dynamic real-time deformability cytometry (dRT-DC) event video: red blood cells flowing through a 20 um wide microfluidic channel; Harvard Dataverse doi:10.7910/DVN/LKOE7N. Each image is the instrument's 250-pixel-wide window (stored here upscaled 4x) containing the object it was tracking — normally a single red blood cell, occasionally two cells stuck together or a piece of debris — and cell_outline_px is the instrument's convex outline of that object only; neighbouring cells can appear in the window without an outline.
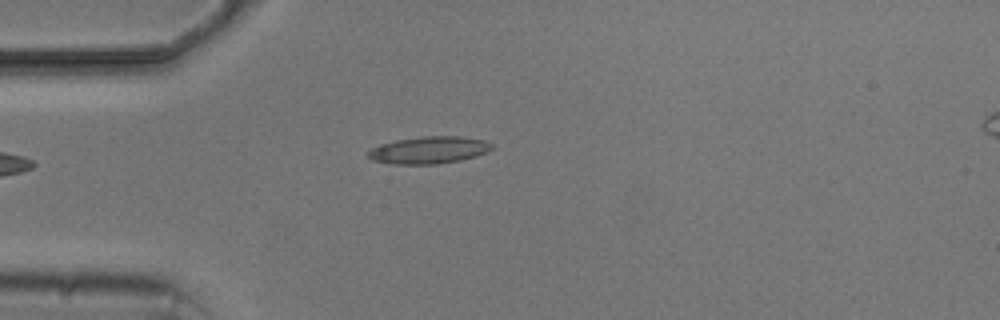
{"species": "common noctule bat (a hibernating species)", "species_latin": "Nyctalus noctula", "temperature_condition": "cold", "stored_images_in_passage": 4, "camera_frame_rate_fps": 3000, "um_per_image_px": 0.085, "animal": {"sex": "male", "body_mass_g": 20.5, "forearm_length_mm": 52.5}, "frame": {"image": 1, "passage_image": 4, "time_ms": 3.333, "image_size_px": [1000, 320], "cell_outline_px": [[496, 148], [488, 152], [476, 156], [460, 160], [436, 164], [392, 164], [372, 160], [368, 156], [368, 152], [372, 148], [380, 144], [396, 140], [424, 136], [460, 136], [484, 140], [492, 144]], "centroid_in_image_um": [36.5, 12.75], "position_along_channel_um": 48.5, "area_um2": 19.65}}